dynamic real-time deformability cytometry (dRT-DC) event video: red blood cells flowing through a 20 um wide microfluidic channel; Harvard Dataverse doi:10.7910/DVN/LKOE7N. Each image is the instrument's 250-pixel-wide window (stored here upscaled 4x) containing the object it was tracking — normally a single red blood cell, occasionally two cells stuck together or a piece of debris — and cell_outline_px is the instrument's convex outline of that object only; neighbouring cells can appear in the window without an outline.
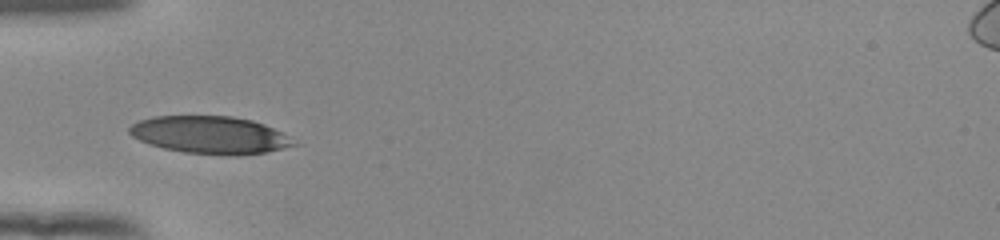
{"species": "human", "species_latin": "Homo sapiens", "temperature_condition": "room temperature", "stored_images_in_passage": 36, "camera_frame_rate_fps": 3000, "um_per_image_px": 0.085, "donor": {"sex": "female"}, "frame": {"image": 1, "passage_image": 1, "time_ms": 0.0, "image_size_px": [1000, 240], "cell_outline_px": [[300, 144], [264, 152], [236, 156], [228, 156], [184, 152], [164, 148], [148, 144], [132, 136], [128, 132], [128, 128], [132, 124], [140, 120], [152, 116], [232, 116], [252, 120], [264, 124], [288, 136]], "centroid_in_image_um": [17.84, 11.47], "position_along_channel_um": 67.2, "area_um2": 35.95}}
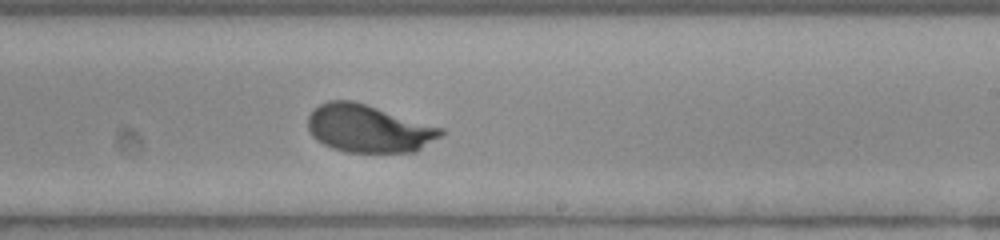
{"frame": {"image": 2, "passage_image": 16, "time_ms": 5.0, "image_size_px": [1000, 240], "cell_outline_px": [[444, 132], [440, 136], [416, 152], [344, 152], [332, 148], [316, 140], [312, 136], [308, 128], [308, 116], [320, 104], [328, 100], [352, 100], [444, 128]], "centroid_in_image_um": [31.32, 10.93], "position_along_channel_um": 257.7, "area_um2": 36.82}}
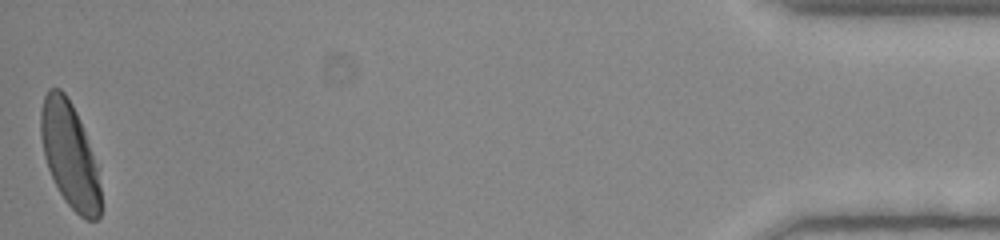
{"frame": {"image": 3, "passage_image": 36, "time_ms": 11.667, "image_size_px": [1000, 240], "cell_outline_px": [[100, 216], [96, 220], [88, 220], [80, 216], [64, 200], [48, 168], [44, 156], [40, 136], [40, 112], [44, 96], [48, 88], [60, 88], [64, 92], [72, 104], [80, 120], [96, 168], [100, 188]], "centroid_in_image_um": [5.88, 13.15], "position_along_channel_um": 429.3, "area_um2": 36.01}, "authors_computed_cell_mechanics": {"area_um2": 36.8475, "velocity_mm_per_s": 3.8603, "shape_relaxation_time_tau1_ms": 2.1584, "shape_relaxation_time_tau2_ms": null, "deformation_change_tau1": 0.1441, "deformation_change_tau2": null}}